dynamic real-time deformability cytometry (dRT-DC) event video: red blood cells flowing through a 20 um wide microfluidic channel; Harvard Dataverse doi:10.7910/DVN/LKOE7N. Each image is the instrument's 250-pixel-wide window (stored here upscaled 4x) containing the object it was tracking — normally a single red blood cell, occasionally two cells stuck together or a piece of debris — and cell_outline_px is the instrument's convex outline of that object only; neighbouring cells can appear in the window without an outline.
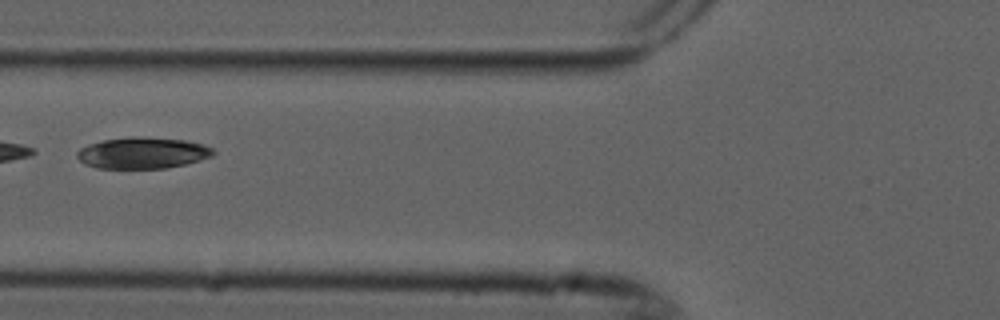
{"species": "common noctule bat (a hibernating species)", "species_latin": "Nyctalus noctula", "temperature_condition": "cold", "stored_images_in_passage": 3, "camera_frame_rate_fps": 3000, "um_per_image_px": 0.085, "animal": {"sex": "male", "forearm_length_mm": 52.5}, "frame": {"image": 1, "passage_image": 3, "time_ms": 0.667, "image_size_px": [1000, 320], "cell_outline_px": [[216, 152], [212, 156], [184, 164], [164, 168], [96, 168], [84, 164], [76, 156], [76, 152], [80, 148], [88, 144], [104, 140], [132, 136], [184, 140], [204, 144], [212, 148]], "centroid_in_image_um": [12.09, 13.0], "position_along_channel_um": 113.7, "area_um2": 24.74}}